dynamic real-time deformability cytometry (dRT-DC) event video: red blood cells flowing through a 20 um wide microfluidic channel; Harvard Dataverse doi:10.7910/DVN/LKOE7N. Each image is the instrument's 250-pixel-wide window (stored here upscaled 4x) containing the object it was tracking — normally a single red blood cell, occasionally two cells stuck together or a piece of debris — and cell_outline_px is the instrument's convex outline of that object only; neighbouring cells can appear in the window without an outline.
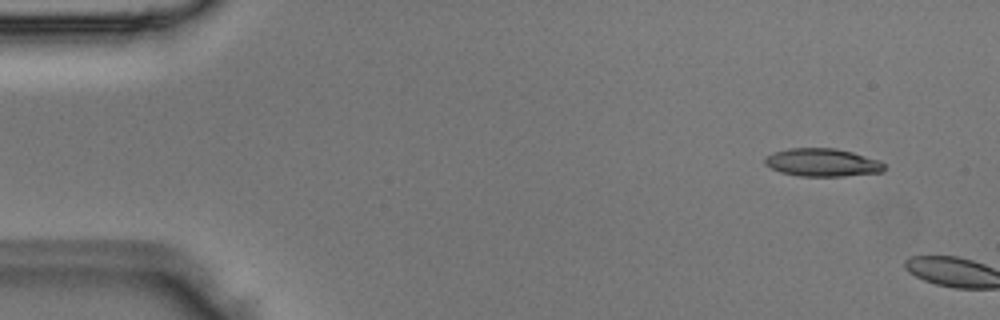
{"species": "Egyptian fruit bat (a non-hibernating species)", "species_latin": "Rousettus aegyptiacus", "temperature_condition": "room temperature", "stored_images_in_passage": 2, "camera_frame_rate_fps": 3000, "um_per_image_px": 0.085, "animal": {"sex": "male"}, "frame": {"image": 1, "passage_image": 1, "time_ms": 0.0, "image_size_px": [1000, 320], "cell_outline_px": [[884, 172], [844, 176], [800, 176], [780, 172], [764, 164], [764, 156], [788, 148], [836, 148], [852, 152], [880, 160], [884, 164]], "centroid_in_image_um": [69.9, 13.81], "position_along_channel_um": 15.1, "area_um2": 19.54}}